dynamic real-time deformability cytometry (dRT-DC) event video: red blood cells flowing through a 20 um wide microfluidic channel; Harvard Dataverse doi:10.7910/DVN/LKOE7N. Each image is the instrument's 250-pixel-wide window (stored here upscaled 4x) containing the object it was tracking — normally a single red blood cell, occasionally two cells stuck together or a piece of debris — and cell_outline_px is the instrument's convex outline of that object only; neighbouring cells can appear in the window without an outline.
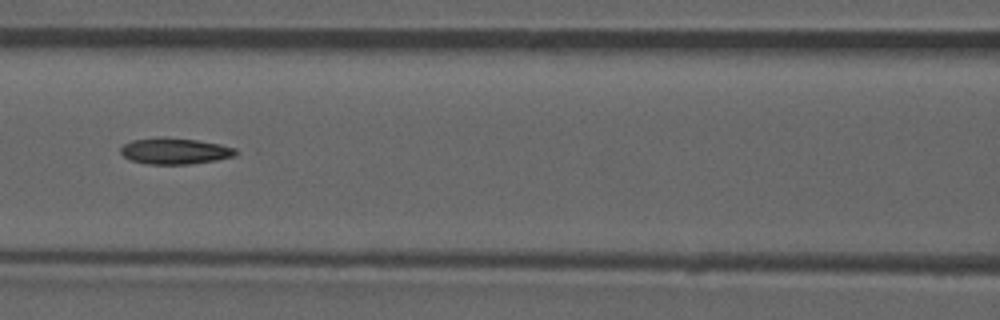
{"species": "common noctule bat (a hibernating species)", "species_latin": "Nyctalus noctula", "temperature_condition": "room temperature", "stored_images_in_passage": 51, "camera_frame_rate_fps": 3000, "um_per_image_px": 0.085, "animal": {"sex": "male", "forearm_length_mm": 52.5}, "frame": {"image": 1, "passage_image": 22, "time_ms": 7.0, "image_size_px": [1000, 320], "cell_outline_px": [[244, 152], [236, 156], [216, 160], [192, 164], [148, 164], [132, 160], [124, 156], [120, 152], [120, 148], [124, 144], [132, 140], [156, 136], [160, 136], [196, 140], [220, 144], [236, 148]], "centroid_in_image_um": [14.93, 12.83], "position_along_channel_um": 151.7, "area_um2": 17.92}, "authors_computed_cell_mechanics": {"area_um2": 17.629, "velocity_mm_per_s": 3.9374, "shape_relaxation_time_tau1_ms": null, "shape_relaxation_time_tau2_ms": 6.5414, "deformation_change_tau1": null, "deformation_change_tau2": 0.1464}}